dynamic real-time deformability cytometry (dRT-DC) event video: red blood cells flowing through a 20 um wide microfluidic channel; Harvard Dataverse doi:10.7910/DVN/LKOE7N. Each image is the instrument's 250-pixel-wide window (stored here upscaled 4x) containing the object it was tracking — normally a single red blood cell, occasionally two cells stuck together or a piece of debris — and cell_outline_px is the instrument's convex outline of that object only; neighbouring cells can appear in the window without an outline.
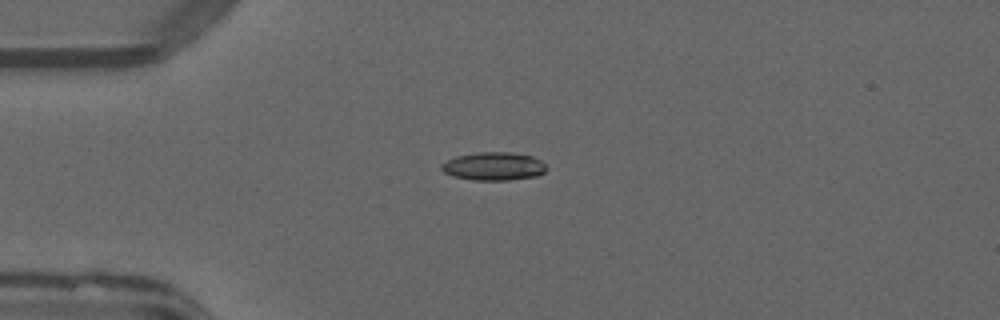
{"species": "common noctule bat (a hibernating species)", "species_latin": "Nyctalus noctula", "temperature_condition": "warm", "stored_images_in_passage": 39, "camera_frame_rate_fps": 3000, "um_per_image_px": 0.085, "animal": {"sex": "male", "forearm_length_mm": 52.5}, "frame": {"image": 1, "passage_image": 1, "time_ms": 0.0, "image_size_px": [1000, 320], "cell_outline_px": [[548, 168], [544, 172], [536, 176], [508, 180], [472, 180], [452, 176], [444, 172], [440, 168], [440, 164], [456, 156], [480, 152], [512, 152], [532, 156], [540, 160]], "centroid_in_image_um": [41.95, 14.13], "position_along_channel_um": 43.0, "area_um2": 17.28}}
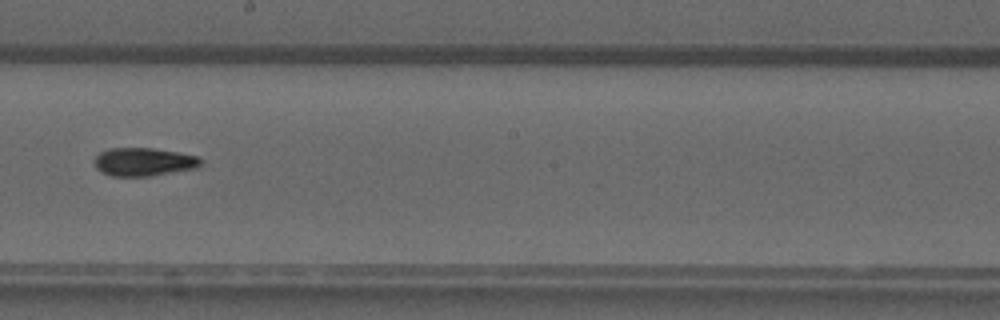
{"frame": {"image": 2, "passage_image": 17, "time_ms": 5.333, "image_size_px": [1000, 320], "cell_outline_px": [[200, 164], [196, 168], [152, 176], [112, 176], [100, 172], [96, 168], [96, 156], [100, 152], [108, 148], [152, 148], [200, 156]], "centroid_in_image_um": [12.21, 13.76], "position_along_channel_um": 236.0, "area_um2": 17.46}}
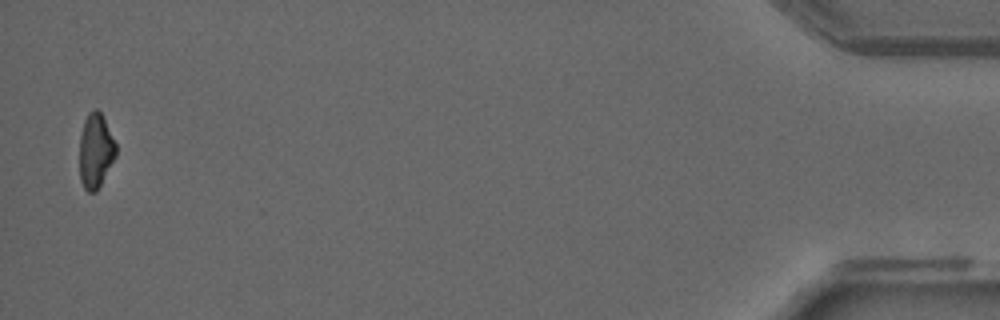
{"frame": {"image": 3, "passage_image": 38, "time_ms": 12.333, "image_size_px": [1000, 320], "cell_outline_px": [[116, 156], [96, 192], [88, 192], [84, 188], [80, 180], [80, 132], [84, 120], [88, 112], [96, 108], [100, 112], [116, 144]], "centroid_in_image_um": [8.11, 12.82], "position_along_channel_um": 427.1, "area_um2": 15.72}, "authors_computed_cell_mechanics": {"area_um2": 17.2244, "velocity_mm_per_s": 4.0577, "shape_relaxation_time_tau1_ms": null, "shape_relaxation_time_tau2_ms": 5.8232, "deformation_change_tau1": null, "deformation_change_tau2": 0.143}}